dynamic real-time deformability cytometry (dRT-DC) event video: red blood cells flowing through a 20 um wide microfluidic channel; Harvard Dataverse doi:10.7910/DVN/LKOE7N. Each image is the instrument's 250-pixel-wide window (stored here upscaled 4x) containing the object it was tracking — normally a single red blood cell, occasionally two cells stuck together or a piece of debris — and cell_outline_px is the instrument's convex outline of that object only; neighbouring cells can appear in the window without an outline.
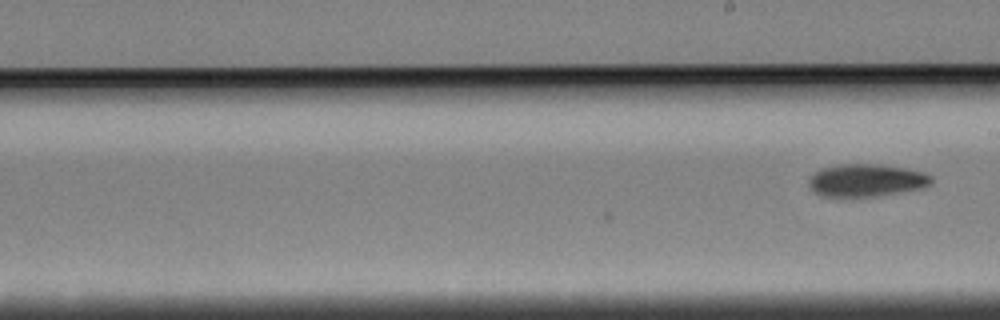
{"species": "Egyptian fruit bat (a non-hibernating species)", "species_latin": "Rousettus aegyptiacus", "temperature_condition": "cold", "stored_images_in_passage": 16, "camera_frame_rate_fps": 3000, "um_per_image_px": 0.085, "animal": {"sex": "female"}, "frame": {"image": 1, "passage_image": 16, "time_ms": 5.0, "image_size_px": [1000, 320], "cell_outline_px": [[932, 184], [924, 188], [876, 196], [820, 196], [808, 184], [808, 180], [820, 168], [840, 164], [880, 164], [904, 168], [924, 172], [932, 176]], "centroid_in_image_um": [73.67, 15.32], "position_along_channel_um": 215.3, "area_um2": 23.24}}